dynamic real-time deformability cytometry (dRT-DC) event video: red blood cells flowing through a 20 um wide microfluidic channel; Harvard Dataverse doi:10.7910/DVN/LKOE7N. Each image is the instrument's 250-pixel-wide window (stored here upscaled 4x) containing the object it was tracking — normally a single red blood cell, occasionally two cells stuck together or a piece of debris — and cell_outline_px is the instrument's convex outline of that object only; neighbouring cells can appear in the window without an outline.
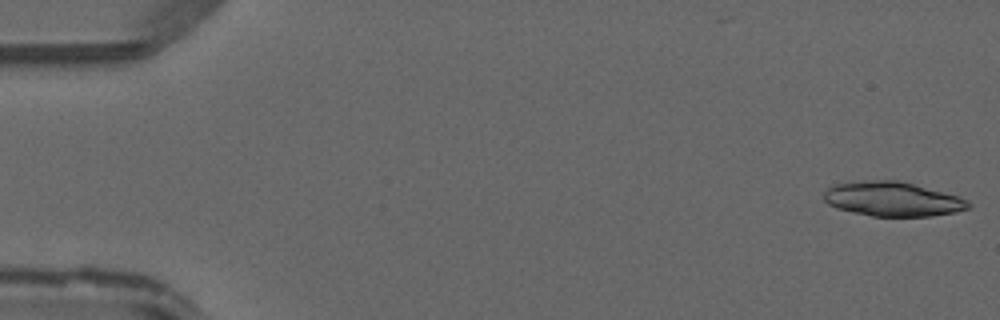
{"species": "common noctule bat (a hibernating species)", "species_latin": "Nyctalus noctula", "temperature_condition": "warm", "stored_images_in_passage": 46, "camera_frame_rate_fps": 3000, "um_per_image_px": 0.085, "animal": {"sex": "male", "forearm_length_mm": 52.5}, "frame": {"image": 1, "passage_image": 1, "time_ms": 0.0, "image_size_px": [1000, 320], "cell_outline_px": [[972, 204], [968, 208], [956, 212], [932, 216], [872, 216], [852, 212], [836, 208], [828, 204], [824, 200], [824, 192], [832, 184], [864, 180], [900, 180], [956, 196], [968, 200]], "centroid_in_image_um": [75.83, 16.92], "position_along_channel_um": 9.2, "area_um2": 29.02}}
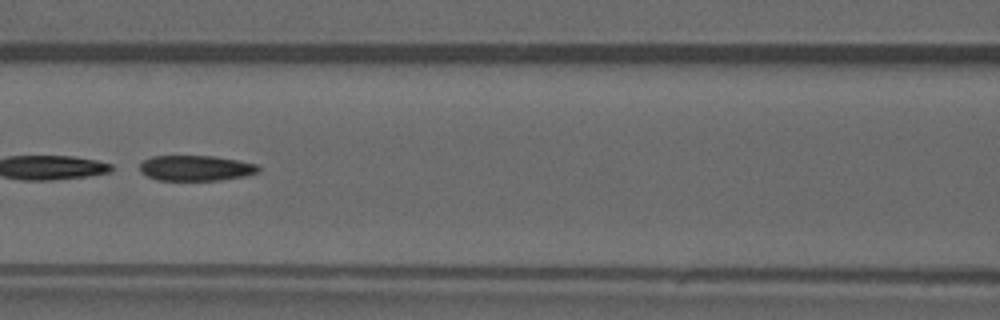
{"frame": {"image": 2, "passage_image": 21, "time_ms": 6.667, "image_size_px": [1000, 320], "cell_outline_px": [[260, 172], [244, 176], [220, 180], [156, 180], [140, 172], [140, 164], [144, 160], [152, 156], [212, 156], [236, 160], [256, 164], [260, 168]], "centroid_in_image_um": [16.64, 14.29], "position_along_channel_um": 150.0, "area_um2": 17.51}}